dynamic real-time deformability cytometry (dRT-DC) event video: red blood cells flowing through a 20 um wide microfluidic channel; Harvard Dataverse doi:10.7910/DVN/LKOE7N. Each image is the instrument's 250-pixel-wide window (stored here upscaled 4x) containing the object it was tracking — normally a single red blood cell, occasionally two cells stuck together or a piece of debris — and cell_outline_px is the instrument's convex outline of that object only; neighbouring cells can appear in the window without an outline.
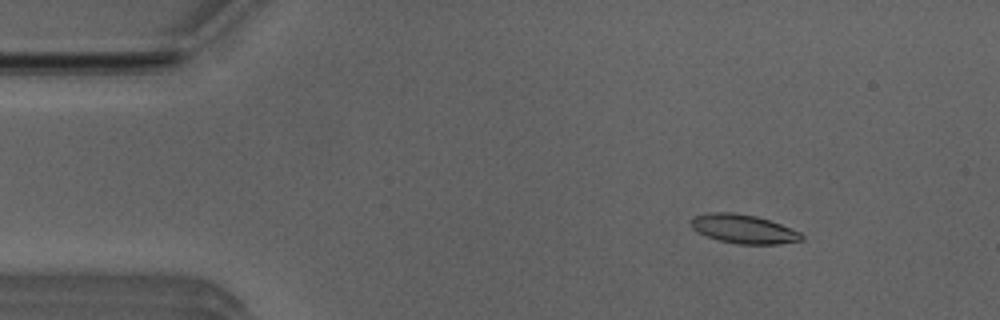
{"species": "Egyptian fruit bat (a non-hibernating species)", "species_latin": "Rousettus aegyptiacus", "temperature_condition": "room temperature", "stored_images_in_passage": 53, "camera_frame_rate_fps": 3000, "um_per_image_px": 0.085, "animal": {"sex": "male"}, "frame": {"image": 1, "passage_image": 7, "time_ms": 2.0, "image_size_px": [1000, 320], "cell_outline_px": [[804, 240], [780, 244], [736, 244], [720, 240], [696, 232], [692, 228], [692, 220], [696, 216], [708, 212], [732, 212], [756, 216], [780, 224], [800, 232], [804, 236]], "centroid_in_image_um": [63.22, 19.47], "position_along_channel_um": 21.8, "area_um2": 18.5}}
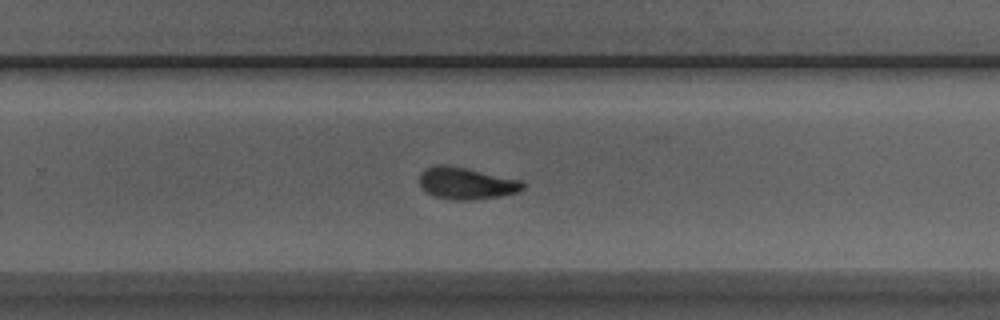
{"frame": {"image": 2, "passage_image": 33, "time_ms": 10.667, "image_size_px": [1000, 320], "cell_outline_px": [[524, 188], [516, 192], [500, 196], [472, 200], [456, 200], [436, 196], [428, 192], [420, 184], [420, 172], [424, 168], [436, 164], [444, 164], [468, 168], [520, 180], [524, 184]], "centroid_in_image_um": [39.62, 15.56], "position_along_channel_um": 290.2, "area_um2": 19.07}}
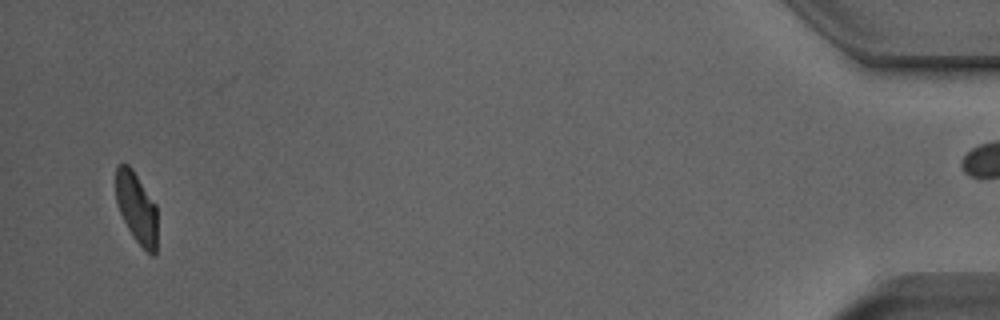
{"frame": {"image": 3, "passage_image": 50, "time_ms": 16.333, "image_size_px": [1000, 320], "cell_outline_px": [[156, 252], [152, 256], [136, 240], [128, 228], [120, 212], [116, 200], [116, 164], [128, 164], [132, 168], [156, 204]], "centroid_in_image_um": [11.6, 17.62], "position_along_channel_um": 423.6, "area_um2": 16.94}, "authors_computed_cell_mechanics": {"area_um2": 18.5538, "velocity_mm_per_s": 3.9638, "shape_relaxation_time_tau1_ms": 8.7543, "shape_relaxation_time_tau2_ms": 1.8808, "deformation_change_tau1": 0.2255, "deformation_change_tau2": 0.0819}}